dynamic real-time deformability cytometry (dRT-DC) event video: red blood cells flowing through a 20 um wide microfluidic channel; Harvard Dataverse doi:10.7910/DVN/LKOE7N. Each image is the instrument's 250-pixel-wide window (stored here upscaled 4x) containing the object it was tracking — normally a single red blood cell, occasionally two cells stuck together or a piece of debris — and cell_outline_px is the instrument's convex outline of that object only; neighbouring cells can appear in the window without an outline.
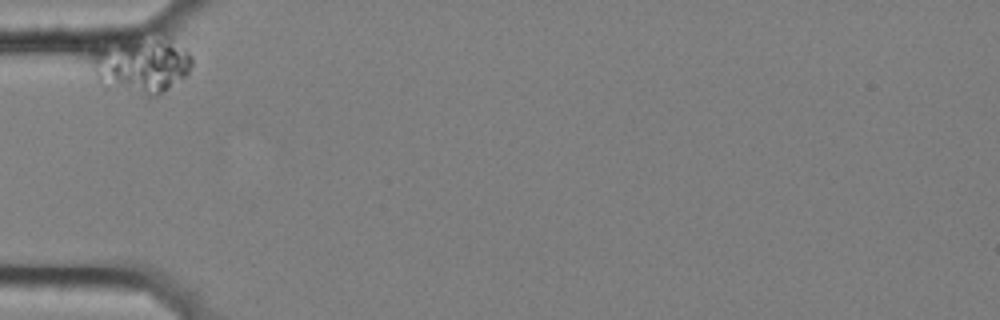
{"species": "common noctule bat (a hibernating species)", "species_latin": "Nyctalus noctula", "temperature_condition": "cold", "stored_images_in_passage": 39, "camera_frame_rate_fps": 3000, "um_per_image_px": 0.085, "animal": {"sex": "female", "body_mass_g": 25.1}, "frame": {"image": 1, "passage_image": 1, "time_ms": 0.0, "image_size_px": [1000, 320], "cell_outline_px": [[192, 64], [188, 72], [184, 76], [168, 88], [156, 96], [152, 96], [100, 84], [88, 64], [88, 52], [92, 48], [136, 32], [160, 28], [188, 52], [192, 56]], "centroid_in_image_um": [11.95, 5.3], "position_along_channel_um": 73.1, "area_um2": 35.55}}
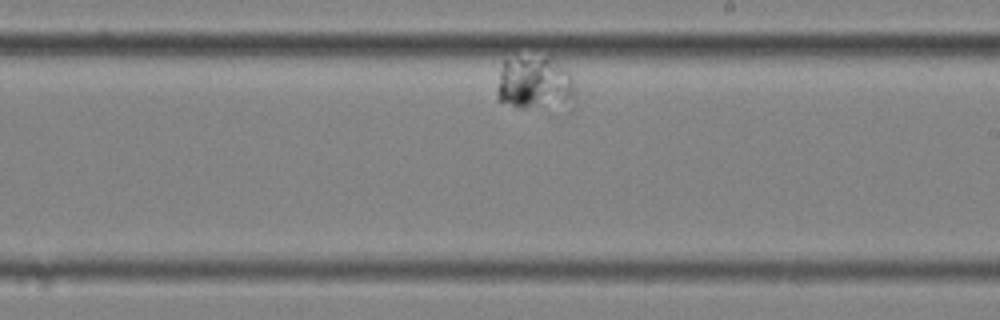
{"frame": {"image": 2, "passage_image": 24, "time_ms": 7.667, "image_size_px": [1000, 320], "cell_outline_px": [[576, 92], [568, 96], [524, 108], [516, 108], [496, 100], [496, 96], [500, 72], [504, 60], [552, 60], [564, 68], [572, 76]], "centroid_in_image_um": [45.3, 7.04], "position_along_channel_um": 243.7, "area_um2": 21.85}}
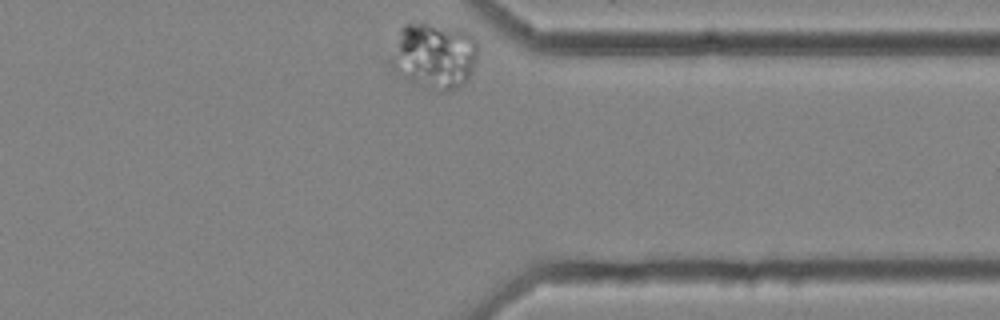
{"frame": {"image": 3, "passage_image": 39, "time_ms": 12.667, "image_size_px": [1000, 320], "cell_outline_px": [[480, 48], [472, 72], [468, 80], [464, 84], [448, 92], [428, 92], [400, 76], [392, 68], [388, 60], [400, 28], [404, 24], [424, 24], [460, 28], [468, 32], [476, 40]], "centroid_in_image_um": [36.91, 4.79], "position_along_channel_um": 374.5, "area_um2": 34.62}}